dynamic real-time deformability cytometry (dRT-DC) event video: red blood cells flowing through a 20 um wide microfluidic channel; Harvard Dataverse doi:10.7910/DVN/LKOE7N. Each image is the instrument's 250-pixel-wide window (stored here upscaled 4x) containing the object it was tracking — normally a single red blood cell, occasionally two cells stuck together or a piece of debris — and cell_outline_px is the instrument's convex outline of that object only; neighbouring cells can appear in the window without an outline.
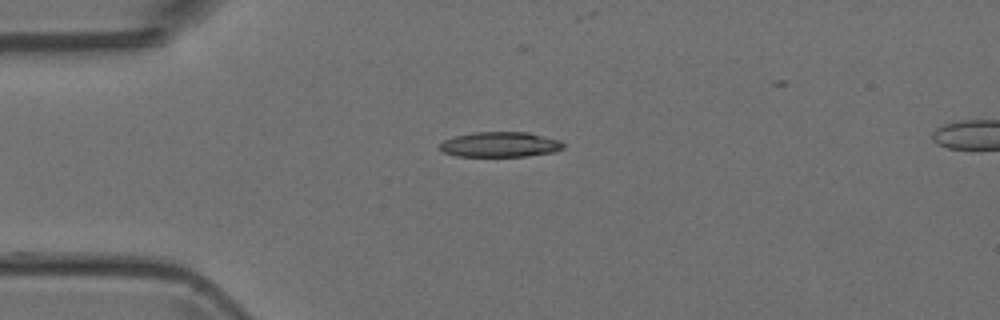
{"species": "Egyptian fruit bat (a non-hibernating species)", "species_latin": "Rousettus aegyptiacus", "temperature_condition": "room temperature", "stored_images_in_passage": 32, "camera_frame_rate_fps": 3000, "um_per_image_px": 0.085, "animal": {"sex": "female"}, "frame": {"image": 1, "passage_image": 1, "time_ms": 0.0, "image_size_px": [1000, 320], "cell_outline_px": [[564, 148], [552, 152], [528, 156], [456, 156], [444, 152], [436, 148], [436, 144], [444, 140], [456, 136], [476, 132], [528, 132], [560, 140], [564, 144]], "centroid_in_image_um": [42.47, 12.28], "position_along_channel_um": 42.5, "area_um2": 18.21}}
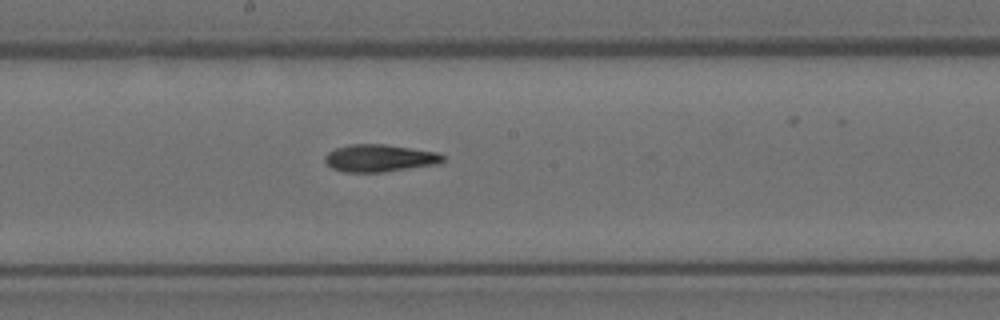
{"frame": {"image": 2, "passage_image": 15, "time_ms": 4.667, "image_size_px": [1000, 320], "cell_outline_px": [[444, 160], [440, 164], [384, 172], [344, 172], [332, 168], [324, 160], [324, 156], [328, 152], [336, 148], [352, 144], [384, 144], [436, 152], [444, 156]], "centroid_in_image_um": [32.27, 13.45], "position_along_channel_um": 215.9, "area_um2": 18.79}}
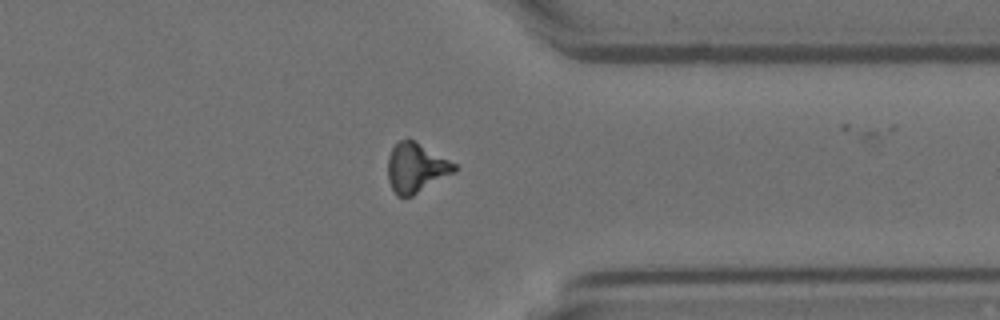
{"frame": {"image": 3, "passage_image": 27, "time_ms": 8.667, "image_size_px": [1000, 320], "cell_outline_px": [[456, 168], [452, 172], [412, 196], [396, 196], [388, 180], [388, 156], [392, 148], [400, 140], [408, 136], [456, 164]], "centroid_in_image_um": [35.31, 14.22], "position_along_channel_um": 376.1, "area_um2": 18.9}}